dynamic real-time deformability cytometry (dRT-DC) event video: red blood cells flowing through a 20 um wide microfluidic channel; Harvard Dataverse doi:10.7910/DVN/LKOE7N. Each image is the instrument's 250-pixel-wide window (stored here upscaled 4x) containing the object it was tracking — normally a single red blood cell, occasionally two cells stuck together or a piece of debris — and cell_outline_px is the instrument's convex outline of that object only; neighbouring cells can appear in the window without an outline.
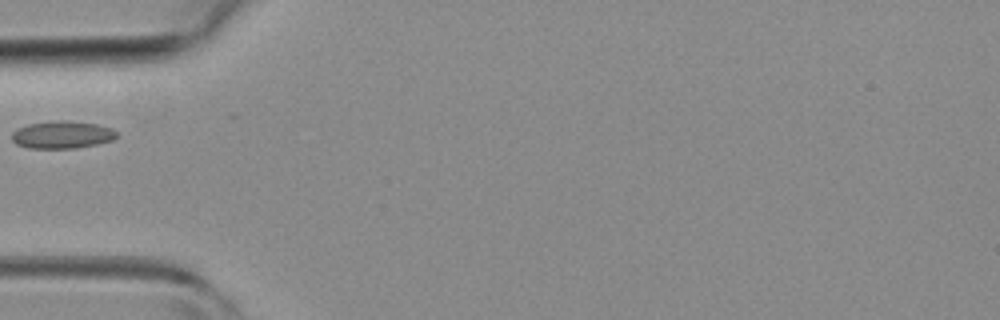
{"species": "common noctule bat (a hibernating species)", "species_latin": "Nyctalus noctula", "temperature_condition": "room temperature", "stored_images_in_passage": 4, "camera_frame_rate_fps": 3000, "um_per_image_px": 0.085, "animal": {"sex": "female", "body_mass_g": 19.3, "forearm_length_mm": 54.1}, "frame": {"image": 1, "passage_image": 4, "time_ms": 3.333, "image_size_px": [1000, 320], "cell_outline_px": [[120, 136], [112, 140], [96, 144], [76, 148], [28, 148], [16, 144], [12, 140], [12, 132], [16, 128], [28, 124], [52, 120], [68, 120], [96, 124], [112, 128]], "centroid_in_image_um": [5.27, 11.44], "position_along_channel_um": 79.7, "area_um2": 16.99}}